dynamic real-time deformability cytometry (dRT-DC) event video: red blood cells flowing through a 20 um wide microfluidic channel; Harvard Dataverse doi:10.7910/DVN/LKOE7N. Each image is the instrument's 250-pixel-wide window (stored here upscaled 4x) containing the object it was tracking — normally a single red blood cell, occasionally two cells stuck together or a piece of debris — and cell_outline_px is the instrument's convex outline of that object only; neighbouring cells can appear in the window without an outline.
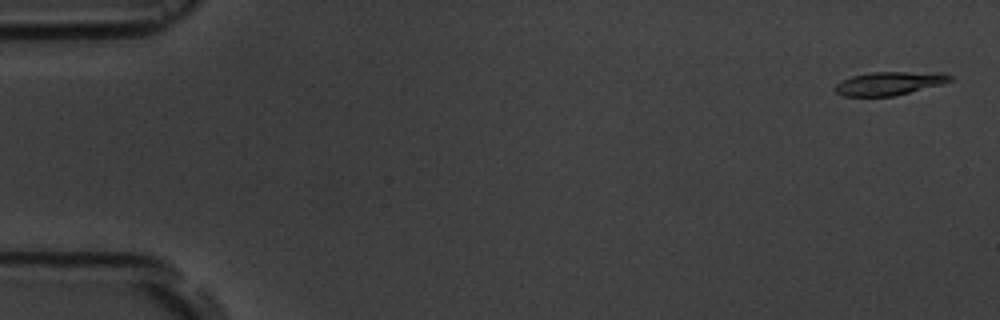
{"species": "common noctule bat (a hibernating species)", "species_latin": "Nyctalus noctula", "temperature_condition": "room temperature", "stored_images_in_passage": 6, "camera_frame_rate_fps": 3000, "um_per_image_px": 0.085, "animal": {"sex": "male", "body_mass_g": 19.5, "forearm_length_mm": 54.6}, "frame": {"image": 1, "passage_image": 1, "time_ms": 0.0, "image_size_px": [1000, 320], "cell_outline_px": [[952, 80], [940, 84], [892, 96], [844, 96], [836, 92], [832, 88], [840, 80], [852, 76], [872, 72], [940, 72], [952, 76]], "centroid_in_image_um": [75.53, 7.08], "position_along_channel_um": 9.5, "area_um2": 15.55}}
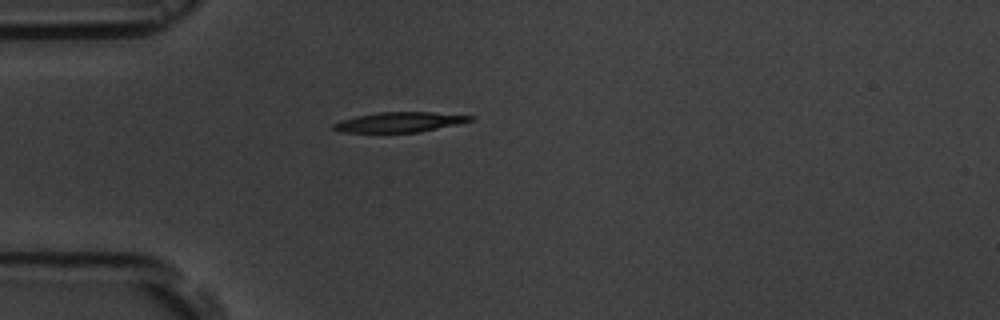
{"frame": {"image": 2, "passage_image": 5, "time_ms": 4.667, "image_size_px": [1000, 320], "cell_outline_px": [[476, 116], [472, 120], [456, 124], [420, 132], [340, 132], [332, 128], [332, 124], [356, 116], [380, 112], [432, 112]], "centroid_in_image_um": [33.97, 10.37], "position_along_channel_um": 51.0, "area_um2": 15.72}}